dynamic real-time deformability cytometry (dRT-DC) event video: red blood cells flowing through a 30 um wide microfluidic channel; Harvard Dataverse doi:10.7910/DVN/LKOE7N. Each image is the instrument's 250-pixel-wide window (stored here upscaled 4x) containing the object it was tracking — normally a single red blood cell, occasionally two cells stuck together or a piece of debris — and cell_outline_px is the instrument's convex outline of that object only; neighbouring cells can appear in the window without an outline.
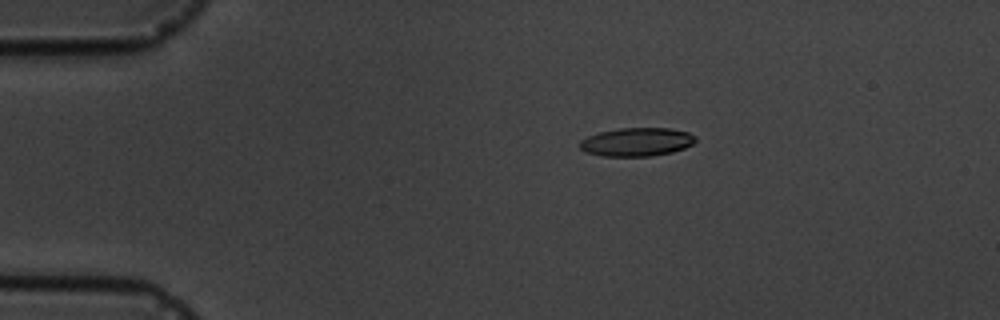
{"species": "common noctule bat (a hibernating species)", "species_latin": "Nyctalus noctula", "temperature_condition": "cold", "stored_images_in_passage": 2, "camera_frame_rate_fps": 3000, "um_per_image_px": 0.085, "animal": {"sex": "male", "body_mass_g": 19.5, "forearm_length_mm": 54.6}, "frame": {"image": 1, "passage_image": 1, "time_ms": 0.0, "image_size_px": [1000, 320], "cell_outline_px": [[696, 140], [692, 144], [684, 148], [672, 152], [652, 156], [600, 156], [584, 152], [580, 148], [580, 140], [588, 136], [600, 132], [620, 128], [668, 128], [688, 132], [696, 136]], "centroid_in_image_um": [54.11, 12.07], "position_along_channel_um": 30.9, "area_um2": 19.25}}